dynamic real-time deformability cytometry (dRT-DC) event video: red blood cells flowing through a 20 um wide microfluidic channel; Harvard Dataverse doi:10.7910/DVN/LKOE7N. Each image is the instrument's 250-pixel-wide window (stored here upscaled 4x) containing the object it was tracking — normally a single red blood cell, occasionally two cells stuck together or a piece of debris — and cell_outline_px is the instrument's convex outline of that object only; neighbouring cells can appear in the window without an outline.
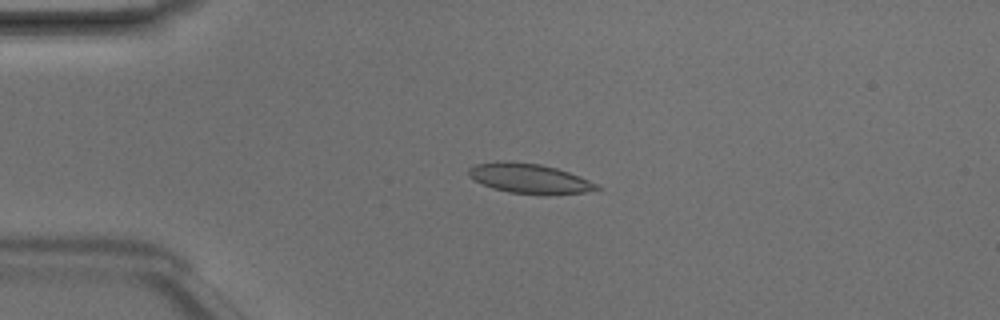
{"species": "Egyptian fruit bat (a non-hibernating species)", "species_latin": "Rousettus aegyptiacus", "temperature_condition": "room temperature", "stored_images_in_passage": 48, "camera_frame_rate_fps": 3000, "um_per_image_px": 0.085, "animal": {"sex": "male"}, "frame": {"image": 1, "passage_image": 11, "time_ms": 3.333, "image_size_px": [1000, 320], "cell_outline_px": [[604, 188], [584, 192], [548, 196], [544, 196], [508, 192], [492, 188], [472, 180], [468, 176], [468, 168], [476, 164], [496, 160], [508, 160], [540, 164], [556, 168], [580, 176]], "centroid_in_image_um": [44.96, 15.18], "position_along_channel_um": 40.0, "area_um2": 22.83}}
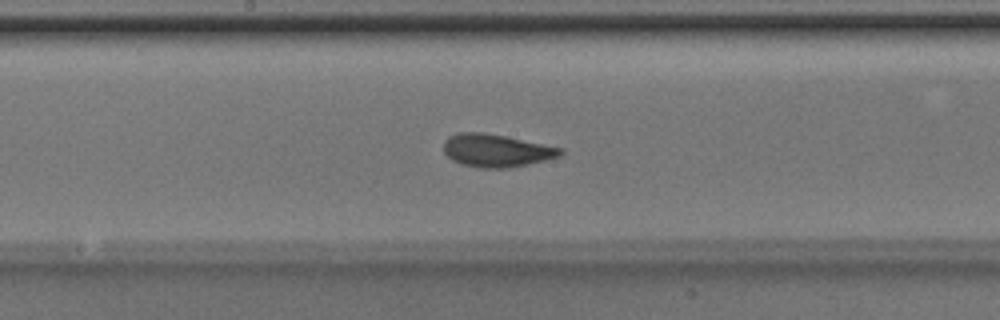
{"frame": {"image": 2, "passage_image": 25, "time_ms": 8.0, "image_size_px": [1000, 320], "cell_outline_px": [[564, 152], [560, 156], [544, 160], [508, 168], [480, 168], [460, 164], [452, 160], [444, 152], [444, 140], [448, 136], [460, 132], [484, 132], [564, 148]], "centroid_in_image_um": [42.17, 12.79], "position_along_channel_um": 206.0, "area_um2": 22.31}}
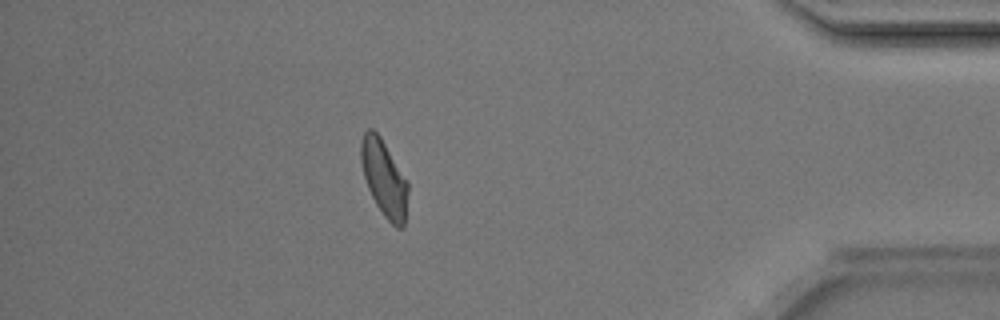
{"frame": {"image": 3, "passage_image": 42, "time_ms": 13.667, "image_size_px": [1000, 320], "cell_outline_px": [[408, 192], [404, 224], [400, 228], [396, 228], [384, 216], [376, 204], [368, 188], [364, 176], [360, 160], [360, 144], [364, 132], [368, 128], [372, 128], [380, 136], [408, 180]], "centroid_in_image_um": [32.65, 15.13], "position_along_channel_um": 402.6, "area_um2": 20.92}, "authors_computed_cell_mechanics": {"area_um2": 21.675, "velocity_mm_per_s": 4.2007, "shape_relaxation_time_tau1_ms": 2.2066, "shape_relaxation_time_tau2_ms": 1.1534, "deformation_change_tau1": 0.1038, "deformation_change_tau2": 0.0496}}